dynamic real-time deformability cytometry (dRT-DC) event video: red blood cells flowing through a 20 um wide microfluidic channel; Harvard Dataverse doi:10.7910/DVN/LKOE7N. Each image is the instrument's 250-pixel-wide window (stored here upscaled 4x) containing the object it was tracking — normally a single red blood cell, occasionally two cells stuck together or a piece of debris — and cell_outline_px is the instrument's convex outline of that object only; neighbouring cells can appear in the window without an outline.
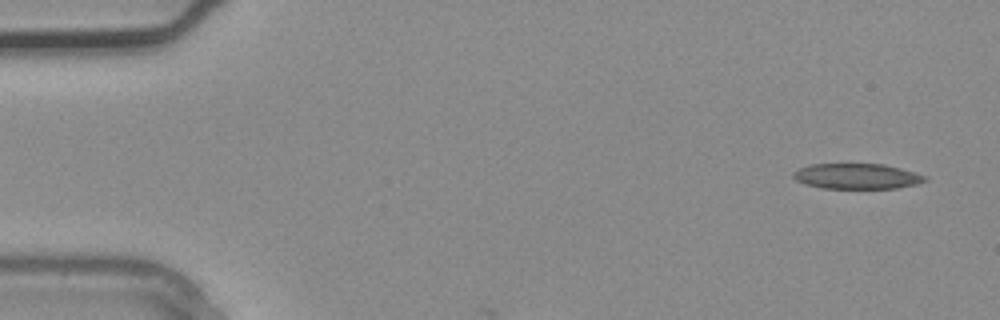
{"species": "common noctule bat (a hibernating species)", "species_latin": "Nyctalus noctula", "temperature_condition": "warm", "stored_images_in_passage": 3, "camera_frame_rate_fps": 3000, "um_per_image_px": 0.085, "animal": {"sex": "male", "body_mass_g": 20.4}, "frame": {"image": 1, "passage_image": 1, "time_ms": 0.0, "image_size_px": [1000, 320], "cell_outline_px": [[928, 180], [916, 184], [896, 188], [820, 188], [796, 180], [792, 176], [792, 172], [800, 168], [812, 164], [884, 164], [900, 168], [928, 176]], "centroid_in_image_um": [72.85, 14.98], "position_along_channel_um": 12.1, "area_um2": 19.42}}
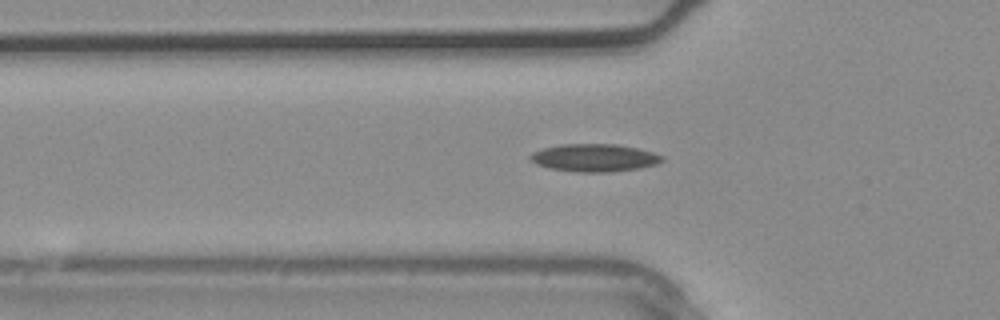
{"frame": {"image": 2, "passage_image": 3, "time_ms": 0.667, "image_size_px": [1000, 320], "cell_outline_px": [[664, 160], [656, 164], [640, 168], [612, 172], [580, 172], [548, 168], [536, 164], [528, 156], [532, 152], [544, 148], [560, 144], [616, 144], [636, 148], [652, 152], [664, 156]], "centroid_in_image_um": [50.52, 13.41], "position_along_channel_um": 75.3, "area_um2": 21.27}}